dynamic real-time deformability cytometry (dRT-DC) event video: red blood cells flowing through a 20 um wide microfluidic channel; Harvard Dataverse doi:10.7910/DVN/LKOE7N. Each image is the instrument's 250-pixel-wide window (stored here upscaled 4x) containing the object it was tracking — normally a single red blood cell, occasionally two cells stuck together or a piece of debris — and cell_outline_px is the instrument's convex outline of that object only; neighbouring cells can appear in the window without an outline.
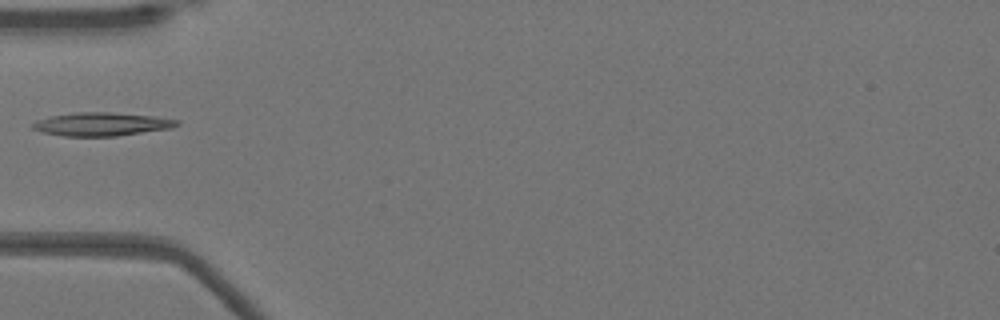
{"species": "Egyptian fruit bat (a non-hibernating species)", "species_latin": "Rousettus aegyptiacus", "temperature_condition": "warm", "stored_images_in_passage": 35, "camera_frame_rate_fps": 3000, "um_per_image_px": 0.085, "animal": {"sex": "female"}, "frame": {"image": 1, "passage_image": 1, "time_ms": 0.0, "image_size_px": [1000, 320], "cell_outline_px": [[180, 124], [172, 128], [116, 136], [64, 136], [40, 132], [32, 128], [32, 124], [36, 120], [48, 116], [76, 112], [108, 112], [152, 116], [180, 120]], "centroid_in_image_um": [8.61, 10.55], "position_along_channel_um": 76.4, "area_um2": 19.71}}
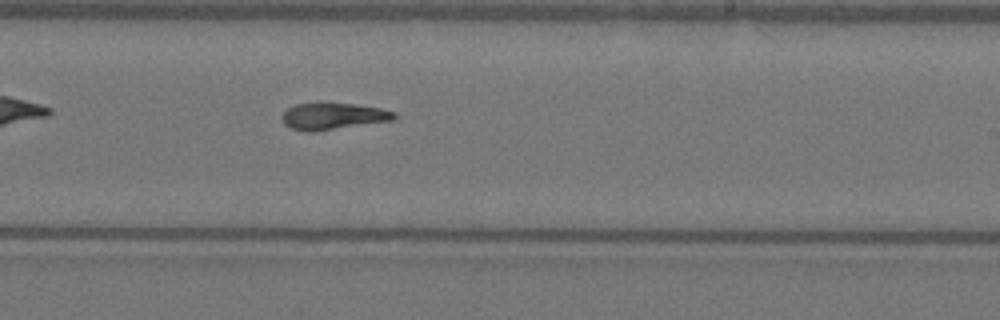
{"frame": {"image": 2, "passage_image": 15, "time_ms": 4.667, "image_size_px": [1000, 320], "cell_outline_px": [[396, 120], [312, 132], [308, 132], [292, 128], [284, 124], [280, 116], [288, 108], [296, 104], [320, 100], [352, 104], [380, 108], [396, 112]], "centroid_in_image_um": [28.29, 9.84], "position_along_channel_um": 260.7, "area_um2": 18.03}}
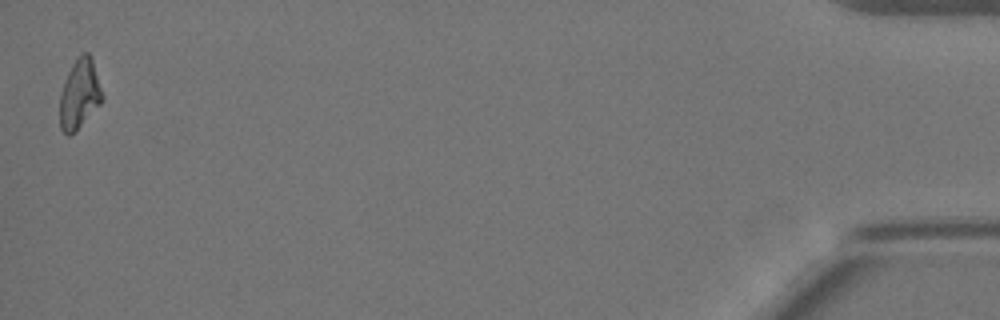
{"frame": {"image": 3, "passage_image": 35, "time_ms": 11.333, "image_size_px": [1000, 320], "cell_outline_px": [[104, 100], [68, 136], [60, 128], [60, 92], [68, 72], [76, 56], [84, 52], [88, 52], [92, 56], [104, 96]], "centroid_in_image_um": [6.77, 7.91], "position_along_channel_um": 428.4, "area_um2": 17.11}}